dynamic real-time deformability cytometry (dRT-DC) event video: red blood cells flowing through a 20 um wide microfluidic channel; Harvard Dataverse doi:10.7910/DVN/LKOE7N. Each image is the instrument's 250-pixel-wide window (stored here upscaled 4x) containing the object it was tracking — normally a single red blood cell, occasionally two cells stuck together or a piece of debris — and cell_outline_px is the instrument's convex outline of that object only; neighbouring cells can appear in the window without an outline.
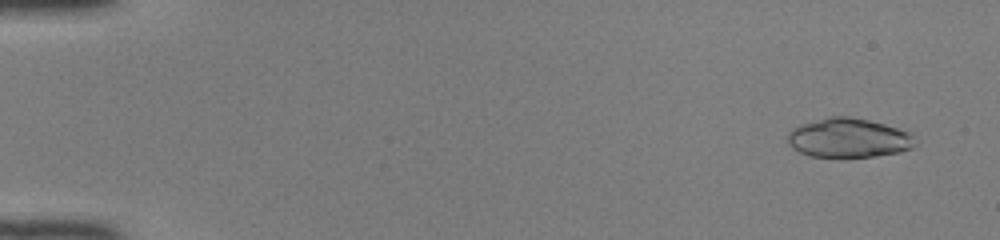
{"species": "common noctule bat (a hibernating species)", "species_latin": "Nyctalus noctula", "temperature_condition": "room temperature", "stored_images_in_passage": 49, "camera_frame_rate_fps": 3000, "um_per_image_px": 0.085, "animal": {"sex": "female", "body_mass_g": 22.0, "forearm_length_mm": 56.7}, "frame": {"image": 1, "passage_image": 3, "time_ms": 0.667, "image_size_px": [1000, 240], "cell_outline_px": [[916, 144], [912, 148], [900, 152], [876, 156], [812, 156], [800, 152], [792, 148], [788, 144], [788, 132], [792, 128], [800, 124], [828, 116], [848, 116], [868, 120], [884, 124], [912, 132]], "centroid_in_image_um": [72.14, 11.71], "position_along_channel_um": 12.9, "area_um2": 29.19}}
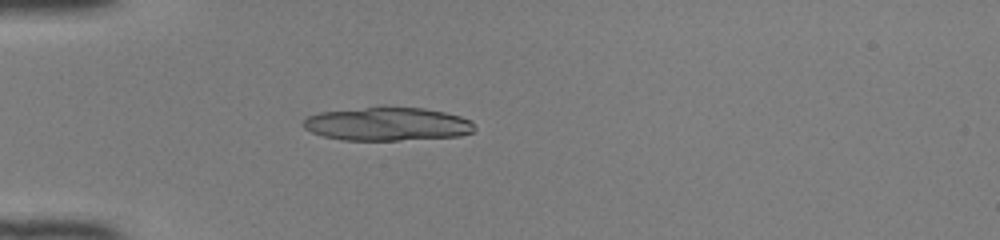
{"frame": {"image": 2, "passage_image": 15, "time_ms": 4.667, "image_size_px": [1000, 240], "cell_outline_px": [[476, 128], [472, 132], [460, 136], [396, 140], [340, 140], [324, 136], [312, 132], [304, 128], [300, 124], [308, 116], [320, 112], [364, 108], [424, 108], [444, 112], [460, 116], [472, 120]], "centroid_in_image_um": [32.94, 10.55], "position_along_channel_um": 52.1, "area_um2": 33.06}}